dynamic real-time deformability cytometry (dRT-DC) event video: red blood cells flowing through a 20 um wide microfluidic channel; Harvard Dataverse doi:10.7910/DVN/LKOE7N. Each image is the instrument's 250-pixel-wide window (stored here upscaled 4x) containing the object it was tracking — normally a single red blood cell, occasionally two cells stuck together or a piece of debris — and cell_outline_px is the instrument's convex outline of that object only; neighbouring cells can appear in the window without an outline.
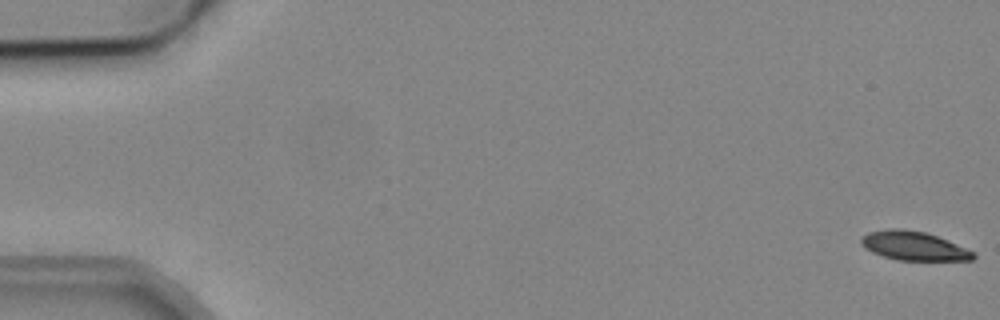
{"species": "common noctule bat (a hibernating species)", "species_latin": "Nyctalus noctula", "temperature_condition": "cold", "stored_images_in_passage": 54, "camera_frame_rate_fps": 3000, "um_per_image_px": 0.085, "animal": {"sex": "male", "body_mass_g": 19.2, "forearm_length_mm": 51.8}, "frame": {"image": 1, "passage_image": 1, "time_ms": 0.0, "image_size_px": [1000, 320], "cell_outline_px": [[976, 256], [972, 260], [896, 260], [872, 252], [860, 244], [860, 240], [868, 232], [888, 228], [904, 228], [924, 232], [948, 240], [976, 252]], "centroid_in_image_um": [77.68, 20.89], "position_along_channel_um": 7.3, "area_um2": 18.96}}
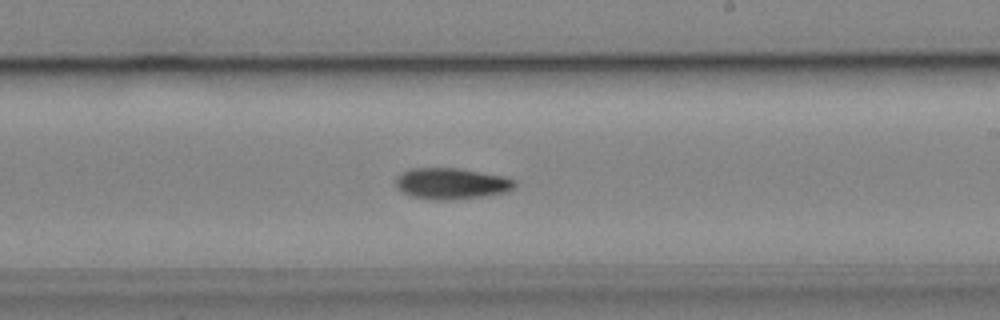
{"frame": {"image": 2, "passage_image": 32, "time_ms": 10.333, "image_size_px": [1000, 320], "cell_outline_px": [[516, 188], [508, 192], [484, 196], [452, 200], [432, 200], [412, 196], [396, 188], [396, 176], [400, 172], [412, 168], [460, 168], [504, 176], [516, 180]], "centroid_in_image_um": [38.4, 15.6], "position_along_channel_um": 250.6, "area_um2": 21.96}}
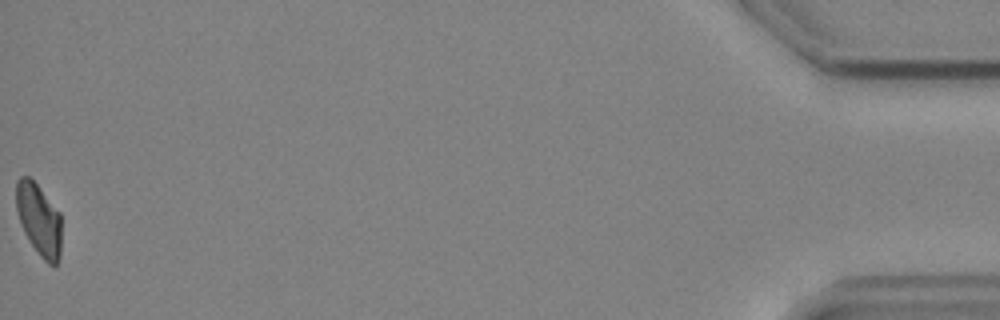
{"frame": {"image": 3, "passage_image": 54, "time_ms": 17.667, "image_size_px": [1000, 320], "cell_outline_px": [[60, 256], [56, 264], [48, 264], [40, 256], [24, 232], [20, 224], [16, 208], [16, 180], [20, 176], [28, 176], [36, 184], [60, 212]], "centroid_in_image_um": [3.29, 18.64], "position_along_channel_um": 431.9, "area_um2": 18.79}, "authors_computed_cell_mechanics": {"area_um2": 20.6346, "velocity_mm_per_s": 3.8616, "shape_relaxation_time_tau1_ms": 6.5348, "shape_relaxation_time_tau2_ms": null, "deformation_change_tau1": 0.1465, "deformation_change_tau2": null}}